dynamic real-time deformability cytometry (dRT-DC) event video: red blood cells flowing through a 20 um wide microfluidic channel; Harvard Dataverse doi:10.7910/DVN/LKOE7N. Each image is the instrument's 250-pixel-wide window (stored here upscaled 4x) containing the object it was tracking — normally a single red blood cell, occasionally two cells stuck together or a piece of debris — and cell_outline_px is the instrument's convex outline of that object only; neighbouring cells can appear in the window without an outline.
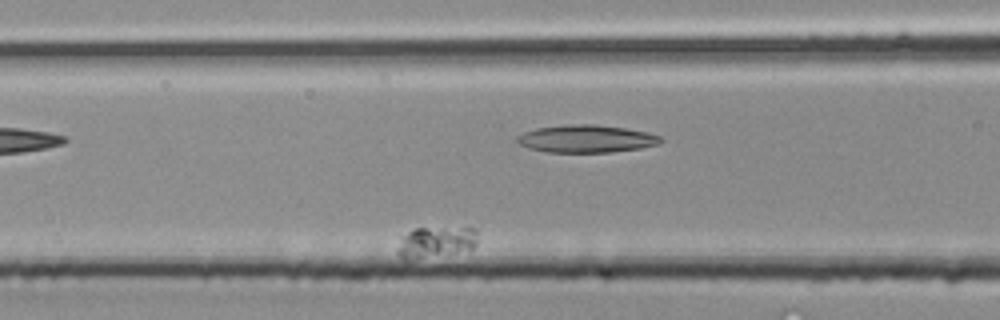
{"species": "common noctule bat (a hibernating species)", "species_latin": "Nyctalus noctula", "temperature_condition": "room temperature", "stored_images_in_passage": 22, "camera_frame_rate_fps": 3000, "um_per_image_px": 0.085, "animal": {"sex": "male", "body_mass_g": 20.4}, "frame": {"image": 1, "passage_image": 4, "time_ms": 1.0, "image_size_px": [1000, 320], "cell_outline_px": [[476, 244], [472, 248], [456, 252], [416, 256], [400, 256], [396, 252], [400, 236], [416, 228], [476, 228]], "centroid_in_image_um": [37.06, 20.5], "position_along_channel_um": 129.5, "area_um2": 13.64}}
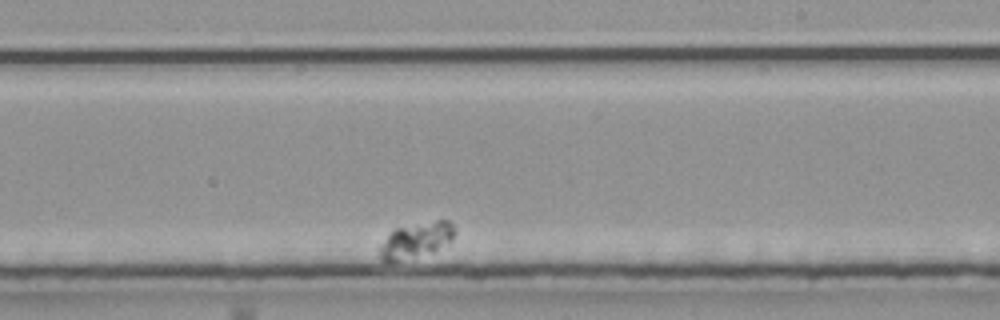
{"frame": {"image": 2, "passage_image": 14, "time_ms": 4.333, "image_size_px": [1000, 320], "cell_outline_px": [[456, 232], [452, 240], [448, 244], [432, 252], [396, 260], [380, 260], [380, 244], [392, 228], [436, 220], [448, 220], [452, 224]], "centroid_in_image_um": [35.39, 20.37], "position_along_channel_um": 253.6, "area_um2": 15.37}}
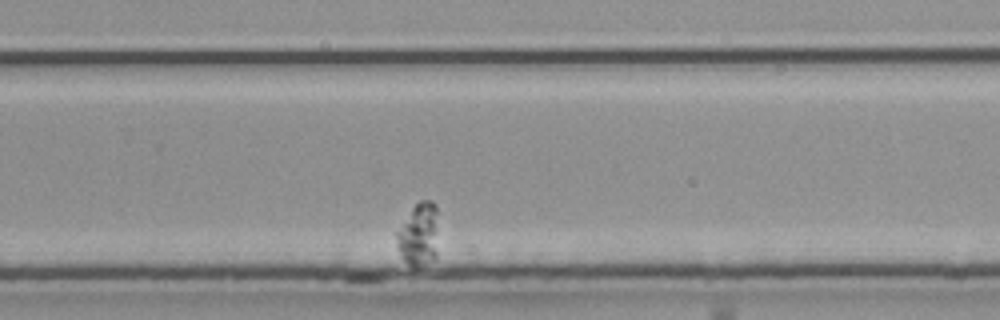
{"frame": {"image": 3, "passage_image": 17, "time_ms": 5.333, "image_size_px": [1000, 320], "cell_outline_px": [[436, 256], [416, 268], [412, 268], [400, 256], [396, 248], [396, 232], [412, 208], [420, 200], [432, 200], [436, 204]], "centroid_in_image_um": [35.55, 19.94], "position_along_channel_um": 294.3, "area_um2": 15.2}}